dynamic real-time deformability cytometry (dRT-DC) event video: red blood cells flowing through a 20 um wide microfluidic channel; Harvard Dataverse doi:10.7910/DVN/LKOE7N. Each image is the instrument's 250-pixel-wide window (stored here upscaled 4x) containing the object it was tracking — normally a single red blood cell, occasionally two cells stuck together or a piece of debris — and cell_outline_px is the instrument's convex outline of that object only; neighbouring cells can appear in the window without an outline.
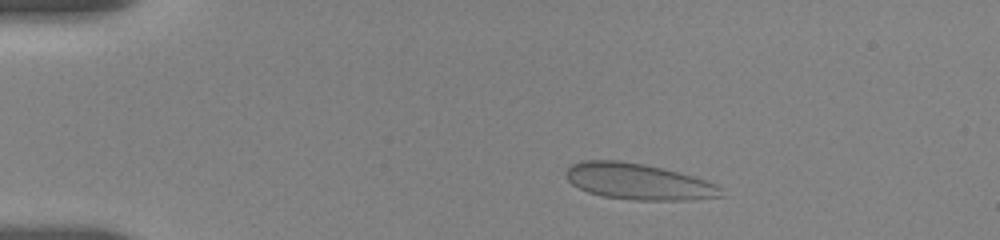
{"species": "human", "species_latin": "Homo sapiens", "temperature_condition": "room temperature", "stored_images_in_passage": 28, "camera_frame_rate_fps": 3000, "um_per_image_px": 0.085, "donor": {"sex": "female"}, "frame": {"image": 1, "passage_image": 13, "time_ms": 2.667, "image_size_px": [1000, 240], "cell_outline_px": [[724, 196], [688, 200], [636, 200], [604, 196], [588, 192], [572, 184], [564, 176], [564, 172], [572, 164], [584, 160], [620, 160], [644, 164], [680, 172], [716, 184], [720, 188]], "centroid_in_image_um": [54.24, 15.42], "position_along_channel_um": 30.8, "area_um2": 32.6}}
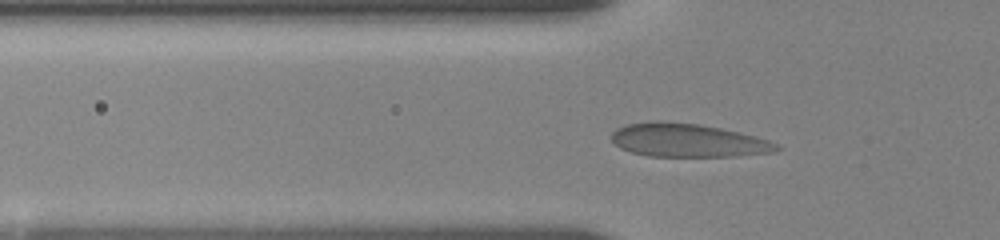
{"frame": {"image": 2, "passage_image": 23, "time_ms": 5.333, "image_size_px": [1000, 240], "cell_outline_px": [[780, 148], [776, 152], [736, 156], [648, 156], [632, 152], [620, 148], [612, 140], [612, 132], [616, 128], [628, 124], [652, 120], [660, 120], [700, 124], [720, 128], [756, 136], [768, 140], [776, 144]], "centroid_in_image_um": [58.45, 11.92], "position_along_channel_um": 67.4, "area_um2": 32.19}}
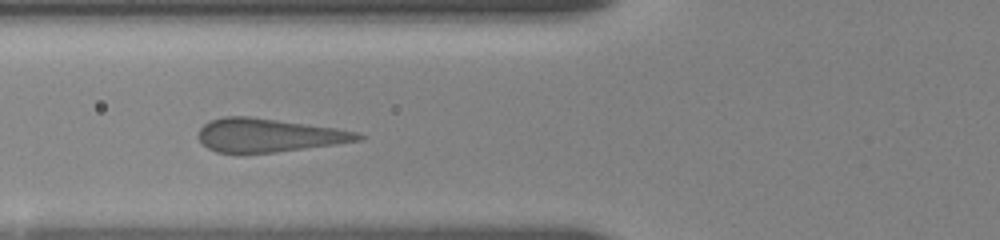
{"frame": {"image": 3, "passage_image": 27, "time_ms": 6.333, "image_size_px": [1000, 240], "cell_outline_px": [[368, 136], [364, 140], [336, 144], [276, 152], [240, 156], [216, 152], [208, 148], [196, 136], [200, 128], [204, 124], [212, 120], [224, 116], [248, 116], [336, 128], [356, 132]], "centroid_in_image_um": [22.8, 11.53], "position_along_channel_um": 103.0, "area_um2": 31.79}}